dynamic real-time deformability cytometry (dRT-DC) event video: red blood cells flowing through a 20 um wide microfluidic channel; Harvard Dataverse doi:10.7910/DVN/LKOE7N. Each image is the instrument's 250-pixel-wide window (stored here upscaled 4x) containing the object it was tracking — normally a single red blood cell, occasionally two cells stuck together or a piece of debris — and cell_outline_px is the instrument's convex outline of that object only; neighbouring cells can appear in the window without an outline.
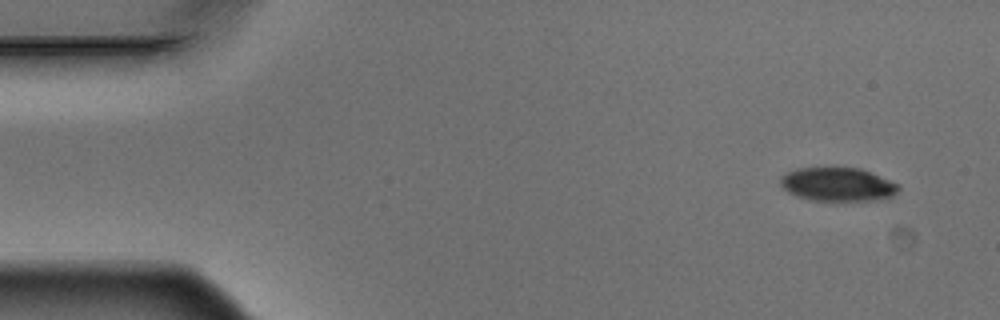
{"species": "Egyptian fruit bat (a non-hibernating species)", "species_latin": "Rousettus aegyptiacus", "temperature_condition": "warm", "stored_images_in_passage": 5, "camera_frame_rate_fps": 3000, "um_per_image_px": 0.085, "animal": {"sex": "male"}, "frame": {"image": 1, "passage_image": 1, "time_ms": 0.0, "image_size_px": [1000, 320], "cell_outline_px": [[900, 188], [892, 196], [876, 200], [812, 200], [796, 196], [788, 192], [780, 184], [780, 176], [796, 168], [860, 168], [900, 184]], "centroid_in_image_um": [71.2, 15.67], "position_along_channel_um": 13.8, "area_um2": 23.0}}
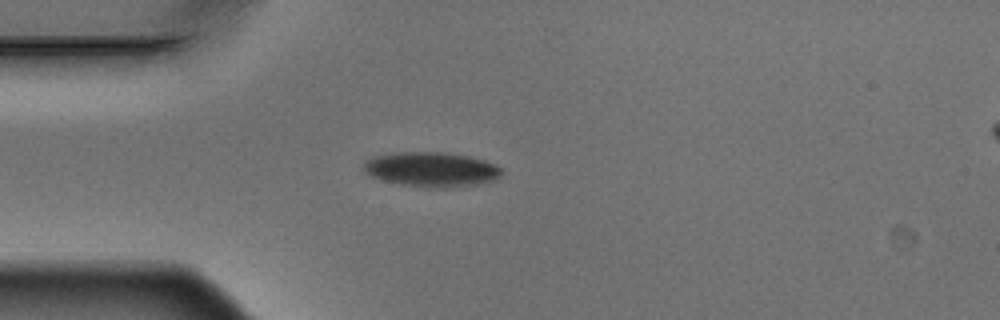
{"frame": {"image": 2, "passage_image": 4, "time_ms": 1.0, "image_size_px": [1000, 320], "cell_outline_px": [[504, 172], [500, 176], [492, 180], [476, 184], [444, 188], [400, 184], [380, 180], [364, 172], [360, 168], [364, 160], [372, 156], [396, 152], [444, 152], [468, 156], [484, 160], [500, 168]], "centroid_in_image_um": [36.58, 14.38], "position_along_channel_um": 48.4, "area_um2": 27.92}}